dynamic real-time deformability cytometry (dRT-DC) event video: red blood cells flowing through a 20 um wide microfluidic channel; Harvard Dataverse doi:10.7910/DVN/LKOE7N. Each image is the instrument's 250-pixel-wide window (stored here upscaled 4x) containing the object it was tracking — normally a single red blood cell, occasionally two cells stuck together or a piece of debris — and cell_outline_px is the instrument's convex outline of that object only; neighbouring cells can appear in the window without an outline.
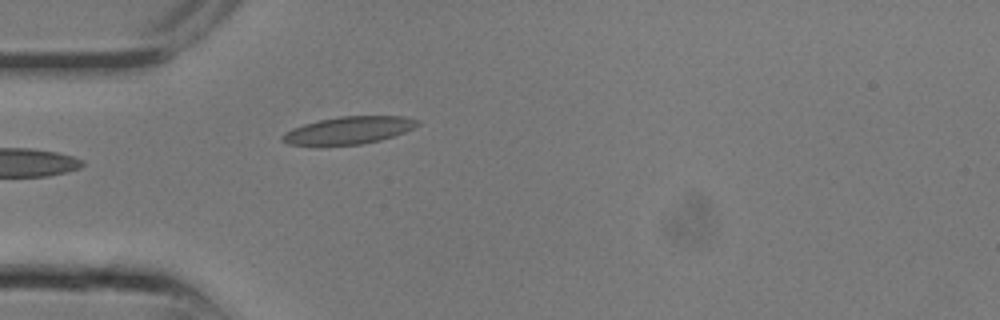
{"species": "common noctule bat (a hibernating species)", "species_latin": "Nyctalus noctula", "temperature_condition": "room temperature", "stored_images_in_passage": 9, "camera_frame_rate_fps": 3000, "um_per_image_px": 0.085, "animal": {"sex": "male", "body_mass_g": 13.3}, "frame": {"image": 1, "passage_image": 9, "time_ms": 2.667, "image_size_px": [1000, 320], "cell_outline_px": [[420, 124], [404, 132], [380, 140], [360, 144], [288, 144], [280, 140], [280, 136], [284, 132], [292, 128], [304, 124], [320, 120], [340, 116], [404, 116], [420, 120]], "centroid_in_image_um": [29.65, 11.05], "position_along_channel_um": 55.4, "area_um2": 21.27}}